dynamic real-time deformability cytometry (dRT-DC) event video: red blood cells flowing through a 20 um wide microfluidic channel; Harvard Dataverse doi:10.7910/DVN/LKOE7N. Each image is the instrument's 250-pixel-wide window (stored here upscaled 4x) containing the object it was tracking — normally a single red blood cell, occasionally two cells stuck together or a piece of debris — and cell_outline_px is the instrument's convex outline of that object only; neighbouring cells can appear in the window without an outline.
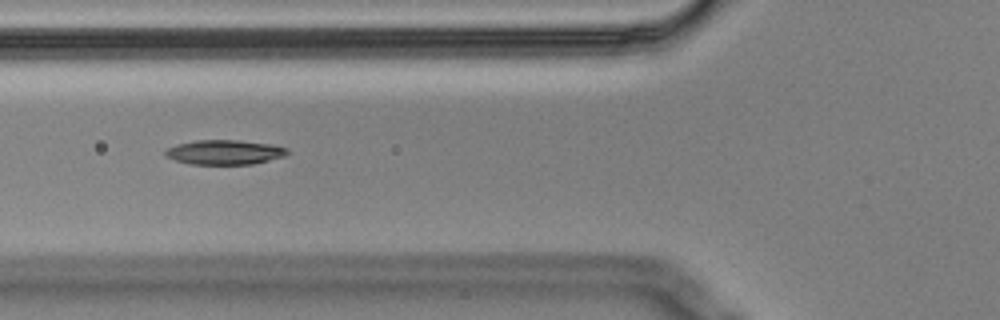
{"species": "Egyptian fruit bat (a non-hibernating species)", "species_latin": "Rousettus aegyptiacus", "temperature_condition": "cold", "stored_images_in_passage": 9, "camera_frame_rate_fps": 3000, "um_per_image_px": 0.085, "animal": {"sex": "male"}, "frame": {"image": 1, "passage_image": 2, "time_ms": 0.333, "image_size_px": [1000, 320], "cell_outline_px": [[288, 152], [284, 156], [252, 164], [192, 164], [176, 160], [164, 156], [164, 152], [168, 148], [176, 144], [196, 140], [240, 140], [272, 144], [288, 148]], "centroid_in_image_um": [19.08, 12.93], "position_along_channel_um": 106.7, "area_um2": 17.46}}
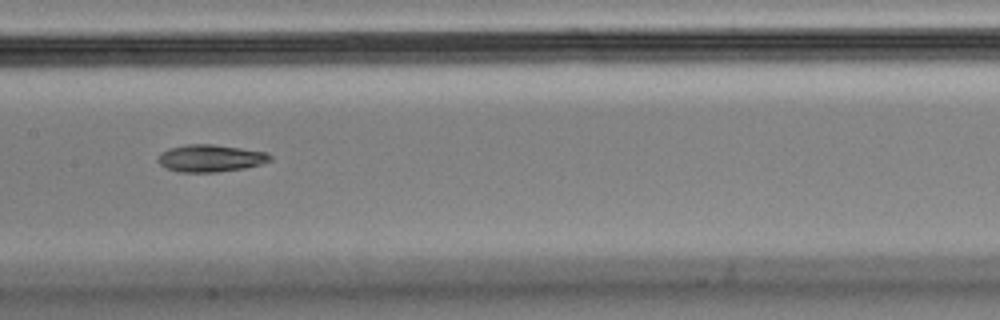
{"frame": {"image": 2, "passage_image": 4, "time_ms": 1.0, "image_size_px": [1000, 320], "cell_outline_px": [[272, 160], [260, 164], [244, 168], [216, 172], [176, 172], [160, 164], [156, 160], [160, 152], [168, 148], [188, 144], [212, 144], [240, 148], [264, 152], [272, 156]], "centroid_in_image_um": [17.84, 13.45], "position_along_channel_um": 189.6, "area_um2": 17.74}}
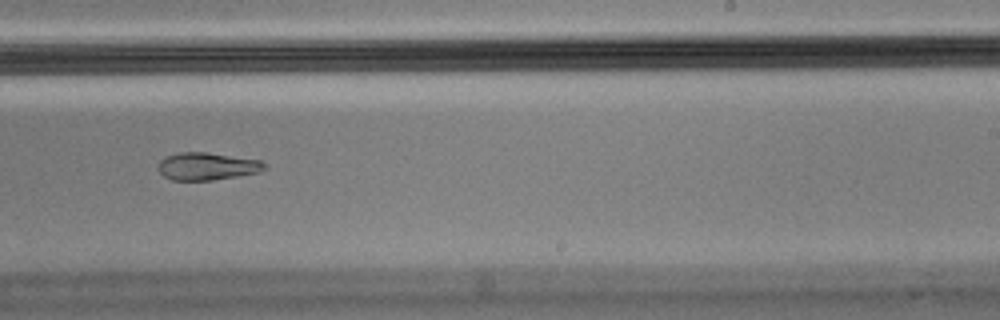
{"frame": {"image": 3, "passage_image": 6, "time_ms": 1.667, "image_size_px": [1000, 320], "cell_outline_px": [[268, 168], [260, 172], [212, 180], [172, 180], [164, 176], [156, 168], [156, 164], [164, 156], [180, 152], [208, 152], [260, 160]], "centroid_in_image_um": [17.56, 14.12], "position_along_channel_um": 271.4, "area_um2": 17.22}}